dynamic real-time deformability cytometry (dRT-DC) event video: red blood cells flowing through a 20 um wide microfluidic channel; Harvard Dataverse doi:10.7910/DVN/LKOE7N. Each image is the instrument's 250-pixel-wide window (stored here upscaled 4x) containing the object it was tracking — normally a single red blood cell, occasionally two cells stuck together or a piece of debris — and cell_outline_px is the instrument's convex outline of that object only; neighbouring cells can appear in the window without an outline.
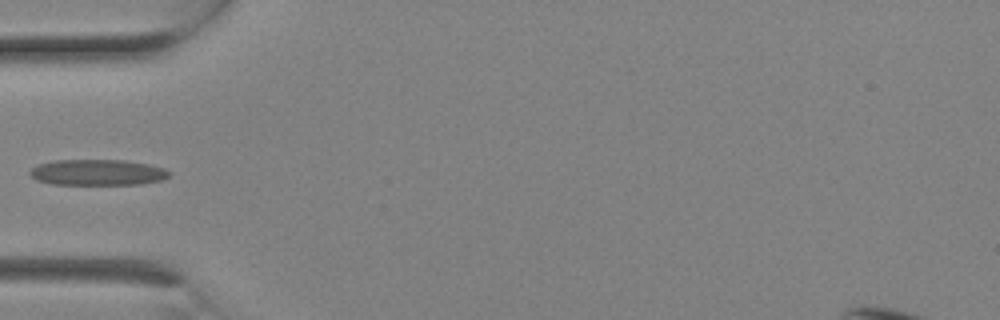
{"species": "Egyptian fruit bat (a non-hibernating species)", "species_latin": "Rousettus aegyptiacus", "temperature_condition": "room temperature", "stored_images_in_passage": 3, "camera_frame_rate_fps": 3000, "um_per_image_px": 0.085, "animal": {"sex": "female"}, "frame": {"image": 1, "passage_image": 3, "time_ms": 0.667, "image_size_px": [1000, 320], "cell_outline_px": [[172, 172], [168, 176], [160, 180], [140, 184], [52, 184], [36, 180], [28, 172], [32, 168], [40, 164], [52, 160], [124, 160], [148, 164], [164, 168]], "centroid_in_image_um": [8.28, 14.65], "position_along_channel_um": 76.7, "area_um2": 20.92}}